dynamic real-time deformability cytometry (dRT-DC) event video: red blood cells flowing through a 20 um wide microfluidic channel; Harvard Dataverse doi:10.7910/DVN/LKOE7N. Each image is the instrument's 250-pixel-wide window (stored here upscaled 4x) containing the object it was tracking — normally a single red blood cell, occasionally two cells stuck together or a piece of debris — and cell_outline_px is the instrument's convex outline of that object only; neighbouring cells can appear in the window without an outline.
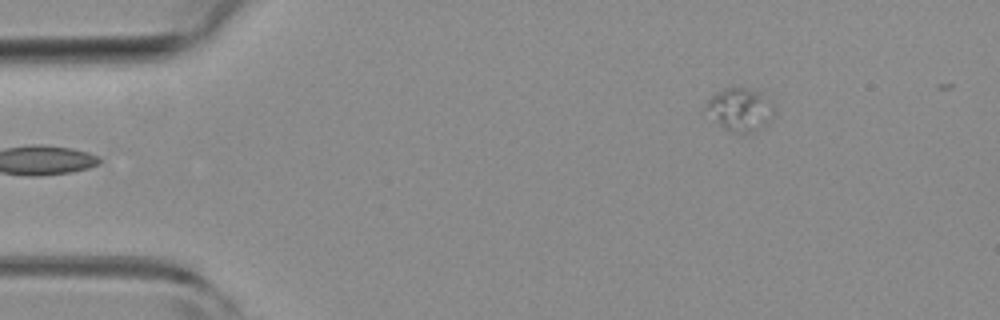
{"species": "common noctule bat (a hibernating species)", "species_latin": "Nyctalus noctula", "temperature_condition": "room temperature", "stored_images_in_passage": 5, "segment_of_instrument_passage": [2, 2], "camera_frame_rate_fps": 3000, "um_per_image_px": 0.085, "animal": {"sex": "female", "body_mass_g": 19.3, "forearm_length_mm": 54.1}, "frame": {"image": 1, "passage_image": 5, "time_ms": 1.333, "image_size_px": [1000, 320], "cell_outline_px": [[776, 112], [764, 128], [740, 136], [724, 128], [704, 108], [704, 104], [716, 92], [724, 88], [756, 88]], "centroid_in_image_um": [62.91, 9.34], "position_along_channel_um": 22.1, "area_um2": 17.11}}